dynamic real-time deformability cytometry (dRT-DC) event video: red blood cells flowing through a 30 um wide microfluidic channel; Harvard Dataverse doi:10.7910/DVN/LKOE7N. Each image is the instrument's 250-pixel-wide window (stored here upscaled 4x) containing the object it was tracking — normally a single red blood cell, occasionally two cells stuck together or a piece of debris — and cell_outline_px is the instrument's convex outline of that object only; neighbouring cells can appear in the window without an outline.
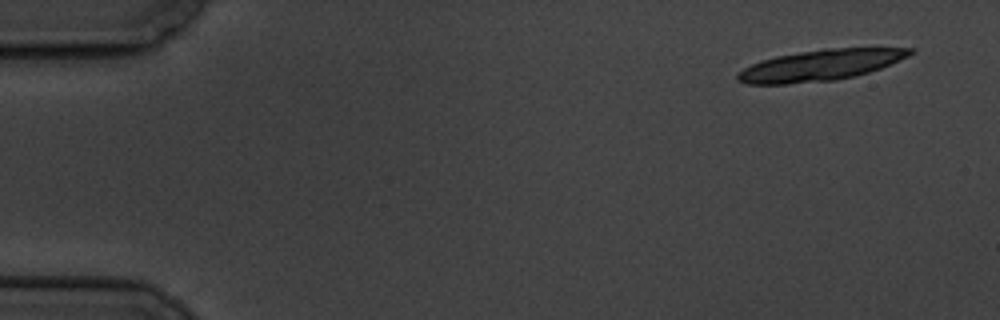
{"species": "common noctule bat (a hibernating species)", "species_latin": "Nyctalus noctula", "temperature_condition": "cold", "stored_images_in_passage": 15, "camera_frame_rate_fps": 3000, "um_per_image_px": 0.085, "animal": {"sex": "male", "body_mass_g": 19.5, "forearm_length_mm": 54.6}, "frame": {"image": 1, "passage_image": 1, "time_ms": 0.0, "image_size_px": [1000, 320], "cell_outline_px": [[916, 52], [908, 56], [880, 68], [856, 76], [836, 80], [788, 84], [748, 84], [736, 80], [736, 76], [744, 68], [760, 60], [776, 56], [824, 48], [916, 48]], "centroid_in_image_um": [69.73, 5.54], "position_along_channel_um": 15.3, "area_um2": 31.04}}
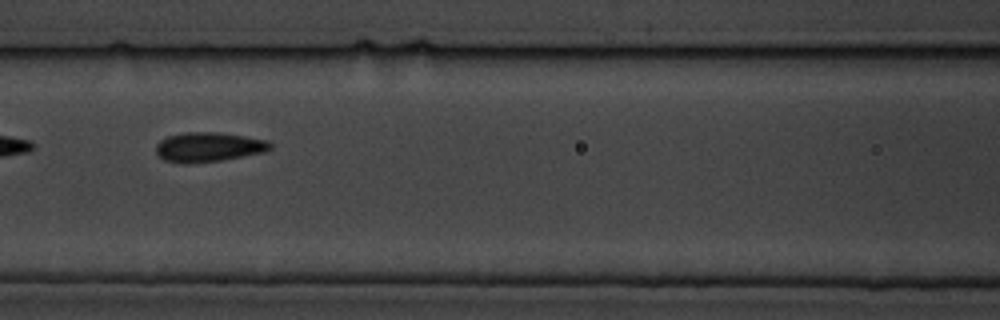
{"frame": {"image": 2, "passage_image": 7, "time_ms": 7.667, "image_size_px": [1000, 320], "cell_outline_px": [[272, 148], [264, 152], [220, 160], [188, 164], [184, 164], [164, 160], [156, 152], [156, 144], [160, 140], [168, 136], [184, 132], [220, 132], [268, 140], [272, 144]], "centroid_in_image_um": [17.71, 12.49], "position_along_channel_um": 148.9, "area_um2": 19.71}}
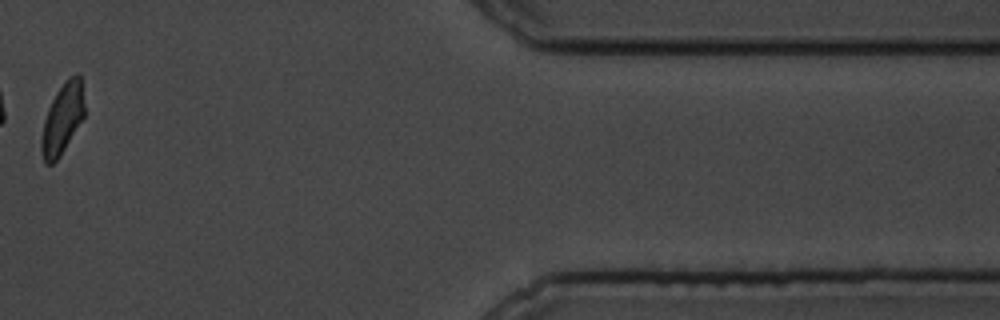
{"frame": {"image": 3, "passage_image": 14, "time_ms": 16.667, "image_size_px": [1000, 320], "cell_outline_px": [[84, 116], [60, 156], [52, 164], [44, 164], [40, 152], [40, 140], [44, 120], [48, 108], [56, 92], [76, 72], [80, 76], [84, 104]], "centroid_in_image_um": [5.27, 10.16], "position_along_channel_um": 406.1, "area_um2": 17.46}, "authors_computed_cell_mechanics": {"area_um2": 19.652, "velocity_mm_per_s": 3.3614, "shape_relaxation_time_tau1_ms": 1.3478, "shape_relaxation_time_tau2_ms": 0.464, "deformation_change_tau1": 0.102, "deformation_change_tau2": 0.0381}}